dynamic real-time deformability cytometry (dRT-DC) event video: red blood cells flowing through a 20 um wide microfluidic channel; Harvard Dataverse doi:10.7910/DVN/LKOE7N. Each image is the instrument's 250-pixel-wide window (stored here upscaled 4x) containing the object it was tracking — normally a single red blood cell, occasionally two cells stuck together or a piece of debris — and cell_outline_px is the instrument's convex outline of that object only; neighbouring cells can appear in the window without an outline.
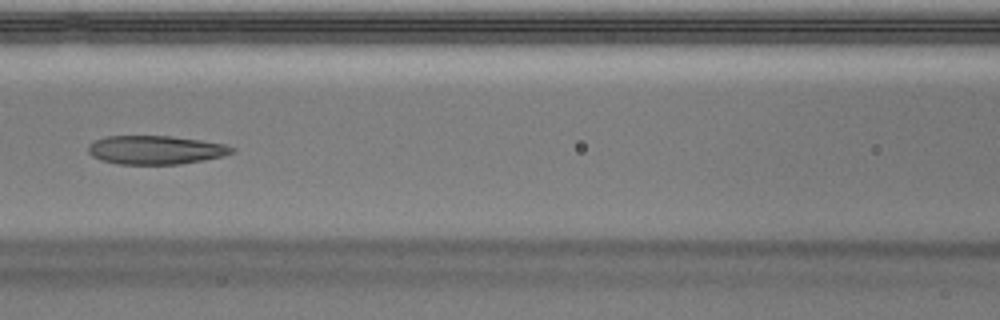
{"species": "Egyptian fruit bat (a non-hibernating species)", "species_latin": "Rousettus aegyptiacus", "temperature_condition": "warm", "stored_images_in_passage": 42, "camera_frame_rate_fps": 3000, "um_per_image_px": 0.085, "animal": {"sex": "male"}, "frame": {"image": 1, "passage_image": 13, "time_ms": 4.0, "image_size_px": [1000, 320], "cell_outline_px": [[236, 152], [224, 156], [204, 160], [180, 164], [116, 164], [100, 160], [92, 156], [88, 152], [88, 144], [104, 136], [172, 136], [200, 140], [224, 144], [236, 148]], "centroid_in_image_um": [13.23, 12.74], "position_along_channel_um": 153.4, "area_um2": 24.22}, "authors_computed_cell_mechanics": {"area_um2": 26.9637, "velocity_mm_per_s": 4.0008, "shape_relaxation_time_tau1_ms": null, "shape_relaxation_time_tau2_ms": 3.2661, "deformation_change_tau1": null, "deformation_change_tau2": 0.116}}